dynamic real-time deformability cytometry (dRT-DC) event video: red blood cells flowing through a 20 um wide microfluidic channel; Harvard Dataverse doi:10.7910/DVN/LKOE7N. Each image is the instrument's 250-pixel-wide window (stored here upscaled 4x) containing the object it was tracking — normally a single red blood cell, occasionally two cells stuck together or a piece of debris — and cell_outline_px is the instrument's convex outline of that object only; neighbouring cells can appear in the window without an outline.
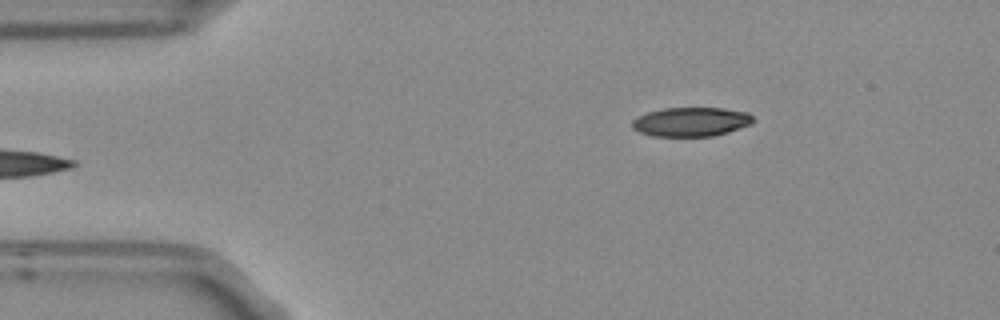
{"species": "Egyptian fruit bat (a non-hibernating species)", "species_latin": "Rousettus aegyptiacus", "temperature_condition": "room temperature", "stored_images_in_passage": 4, "camera_frame_rate_fps": 3000, "um_per_image_px": 0.085, "frame": {"image": 1, "passage_image": 4, "time_ms": 1.0, "image_size_px": [1000, 320], "cell_outline_px": [[756, 120], [752, 124], [728, 132], [712, 136], [652, 136], [640, 132], [632, 128], [632, 120], [648, 112], [664, 108], [724, 108], [748, 112]], "centroid_in_image_um": [58.78, 10.35], "position_along_channel_um": 26.2, "area_um2": 20.58}}